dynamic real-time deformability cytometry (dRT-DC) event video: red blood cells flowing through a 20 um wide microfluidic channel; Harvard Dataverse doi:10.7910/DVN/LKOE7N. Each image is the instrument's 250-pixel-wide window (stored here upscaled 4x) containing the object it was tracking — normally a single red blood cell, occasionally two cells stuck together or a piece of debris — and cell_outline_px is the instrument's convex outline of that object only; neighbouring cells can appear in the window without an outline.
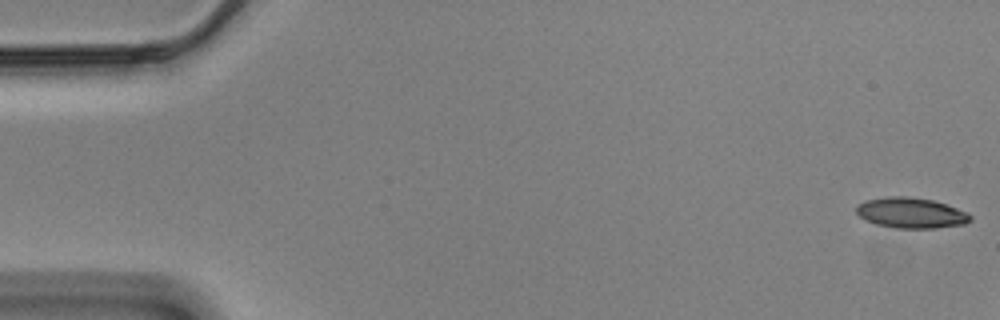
{"species": "Egyptian fruit bat (a non-hibernating species)", "species_latin": "Rousettus aegyptiacus", "temperature_condition": "cold", "stored_images_in_passage": 8, "camera_frame_rate_fps": 3000, "um_per_image_px": 0.085, "animal": {"sex": "male"}, "frame": {"image": 1, "passage_image": 1, "time_ms": 0.0, "image_size_px": [1000, 320], "cell_outline_px": [[972, 220], [964, 224], [936, 228], [896, 228], [876, 224], [860, 216], [856, 212], [856, 208], [860, 204], [868, 200], [888, 196], [904, 196], [932, 200], [968, 212], [972, 216]], "centroid_in_image_um": [77.48, 18.1], "position_along_channel_um": 7.5, "area_um2": 20.0}}